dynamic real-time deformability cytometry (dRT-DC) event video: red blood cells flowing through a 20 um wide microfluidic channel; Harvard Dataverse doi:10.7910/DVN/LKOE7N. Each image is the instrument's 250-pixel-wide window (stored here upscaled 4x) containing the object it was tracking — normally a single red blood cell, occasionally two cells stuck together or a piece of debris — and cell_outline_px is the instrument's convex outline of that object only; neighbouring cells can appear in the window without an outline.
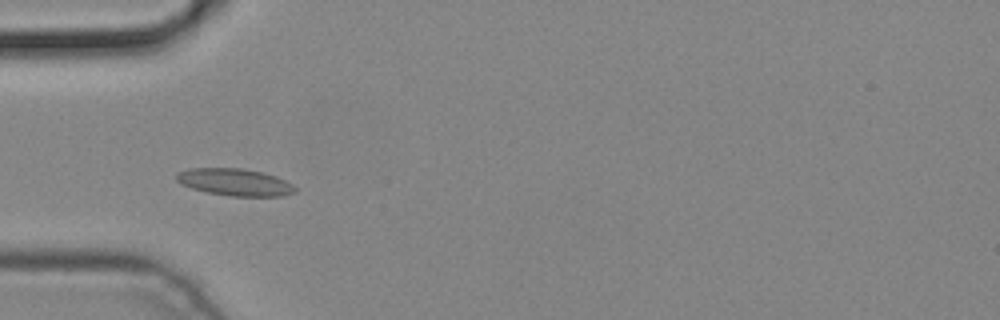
{"species": "common noctule bat (a hibernating species)", "species_latin": "Nyctalus noctula", "temperature_condition": "cold", "stored_images_in_passage": 3, "camera_frame_rate_fps": 3000, "um_per_image_px": 0.085, "animal": {"sex": "male", "body_mass_g": 19.2, "forearm_length_mm": 51.8}, "frame": {"image": 1, "passage_image": 3, "time_ms": 0.667, "image_size_px": [1000, 320], "cell_outline_px": [[296, 192], [284, 196], [232, 196], [208, 192], [192, 188], [180, 184], [176, 180], [176, 172], [192, 168], [244, 168], [264, 172], [276, 176], [292, 184], [296, 188]], "centroid_in_image_um": [19.97, 15.47], "position_along_channel_um": 65.0, "area_um2": 18.84}}